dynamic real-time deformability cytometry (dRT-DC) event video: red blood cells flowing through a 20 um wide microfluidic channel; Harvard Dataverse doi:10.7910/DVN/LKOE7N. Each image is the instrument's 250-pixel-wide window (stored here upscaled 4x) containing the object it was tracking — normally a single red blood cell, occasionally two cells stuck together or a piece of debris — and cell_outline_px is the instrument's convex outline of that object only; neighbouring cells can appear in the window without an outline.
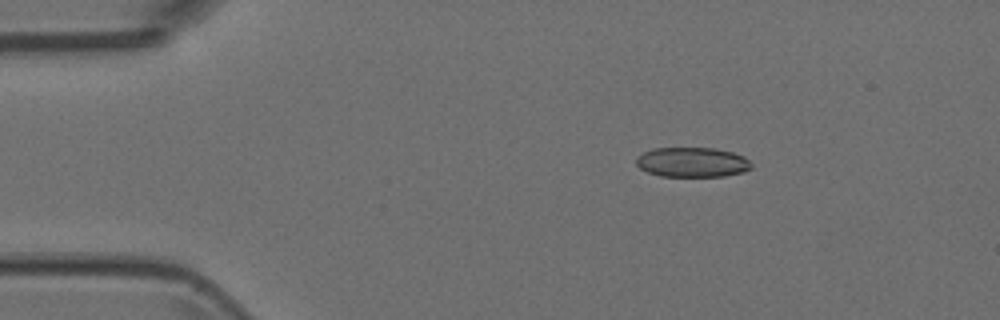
{"species": "Egyptian fruit bat (a non-hibernating species)", "species_latin": "Rousettus aegyptiacus", "temperature_condition": "room temperature", "stored_images_in_passage": 5, "camera_frame_rate_fps": 3000, "um_per_image_px": 0.085, "animal": {"sex": "female"}, "frame": {"image": 1, "passage_image": 3, "time_ms": 0.667, "image_size_px": [1000, 320], "cell_outline_px": [[752, 168], [744, 172], [724, 176], [660, 176], [648, 172], [640, 168], [636, 164], [636, 156], [652, 148], [716, 148], [732, 152], [744, 156], [752, 164]], "centroid_in_image_um": [58.84, 13.78], "position_along_channel_um": 26.2, "area_um2": 20.11}}